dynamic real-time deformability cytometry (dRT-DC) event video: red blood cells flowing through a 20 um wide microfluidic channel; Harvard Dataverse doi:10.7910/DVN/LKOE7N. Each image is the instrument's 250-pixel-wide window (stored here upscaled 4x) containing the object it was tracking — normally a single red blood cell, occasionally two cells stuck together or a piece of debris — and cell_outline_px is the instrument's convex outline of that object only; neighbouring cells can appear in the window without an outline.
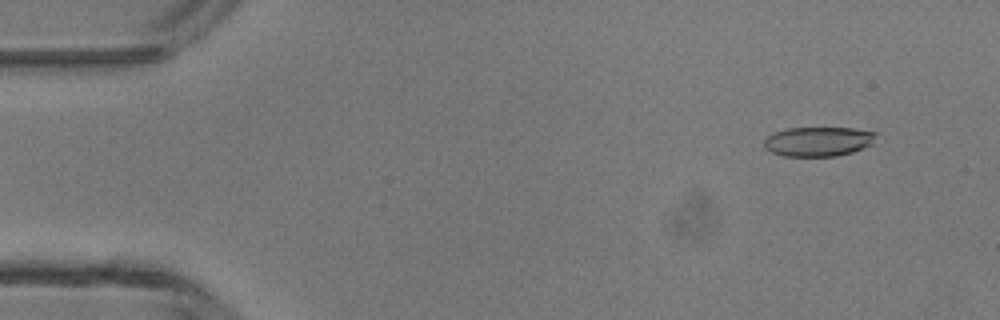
{"species": "common noctule bat (a hibernating species)", "species_latin": "Nyctalus noctula", "temperature_condition": "room temperature", "stored_images_in_passage": 47, "camera_frame_rate_fps": 3000, "um_per_image_px": 0.085, "animal": {"sex": "male", "body_mass_g": 13.3}, "frame": {"image": 1, "passage_image": 4, "time_ms": 1.0, "image_size_px": [1000, 320], "cell_outline_px": [[876, 132], [872, 144], [864, 148], [852, 152], [836, 156], [784, 156], [772, 152], [764, 148], [764, 140], [768, 136], [776, 132], [788, 128], [852, 128]], "centroid_in_image_um": [69.55, 12.03], "position_along_channel_um": 15.5, "area_um2": 19.13}}
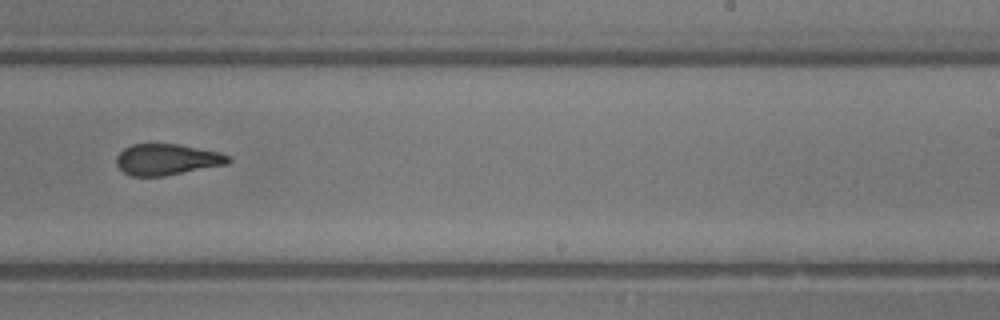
{"frame": {"image": 2, "passage_image": 29, "time_ms": 9.333, "image_size_px": [1000, 320], "cell_outline_px": [[232, 160], [228, 164], [164, 176], [132, 176], [124, 172], [116, 164], [116, 156], [124, 148], [132, 144], [180, 144], [220, 152], [232, 156]], "centroid_in_image_um": [14.23, 13.55], "position_along_channel_um": 274.8, "area_um2": 20.46}}
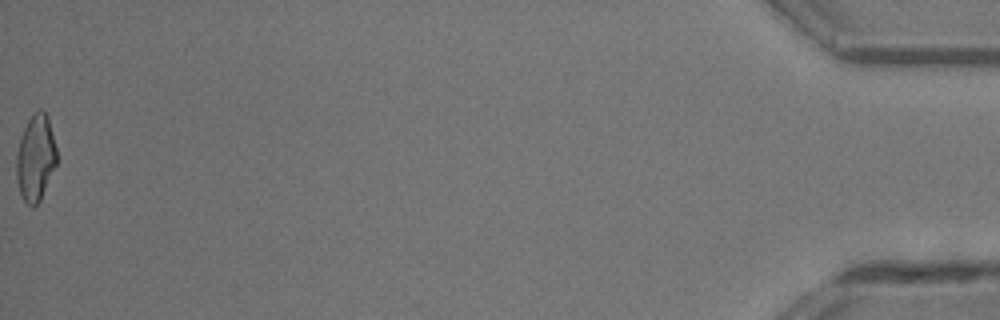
{"frame": {"image": 3, "passage_image": 47, "time_ms": 15.333, "image_size_px": [1000, 320], "cell_outline_px": [[56, 164], [40, 200], [32, 208], [24, 200], [20, 192], [16, 176], [16, 152], [24, 128], [28, 120], [40, 108], [48, 116], [56, 148]], "centroid_in_image_um": [3.02, 13.42], "position_along_channel_um": 432.2, "area_um2": 19.94}, "authors_computed_cell_mechanics": {"area_um2": 20.6346, "velocity_mm_per_s": 4.3957, "shape_relaxation_time_tau1_ms": 7.261, "shape_relaxation_time_tau2_ms": 1.8892, "deformation_change_tau1": 0.1791, "deformation_change_tau2": 0.1079}}